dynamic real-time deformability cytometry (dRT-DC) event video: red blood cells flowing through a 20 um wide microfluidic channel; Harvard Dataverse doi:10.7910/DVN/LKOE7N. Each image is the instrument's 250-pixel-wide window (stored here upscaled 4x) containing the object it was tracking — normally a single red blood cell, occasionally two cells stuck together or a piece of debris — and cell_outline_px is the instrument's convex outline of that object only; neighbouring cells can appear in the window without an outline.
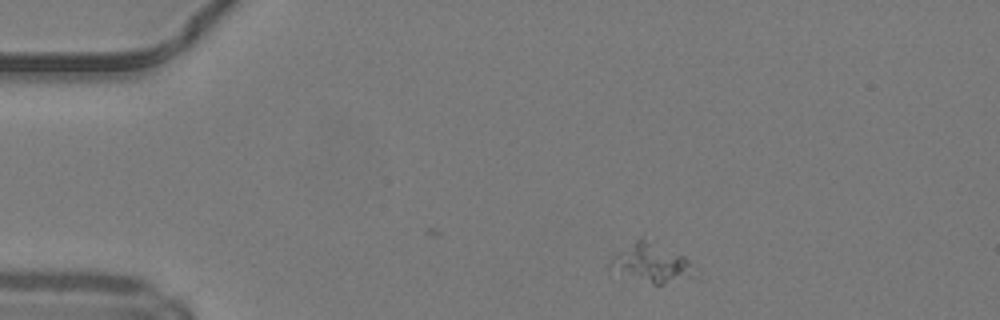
{"species": "common noctule bat (a hibernating species)", "species_latin": "Nyctalus noctula", "temperature_condition": "warm", "stored_images_in_passage": 32, "camera_frame_rate_fps": 3000, "um_per_image_px": 0.085, "animal": {"sex": "male", "body_mass_g": 19.2, "forearm_length_mm": 51.8}, "frame": {"image": 1, "passage_image": 1, "time_ms": 0.0, "image_size_px": [1000, 320], "cell_outline_px": [[700, 280], [664, 284], [652, 284], [608, 272], [608, 264], [616, 256], [640, 236], [644, 236], [684, 256], [688, 260]], "centroid_in_image_um": [55.44, 22.42], "position_along_channel_um": 29.6, "area_um2": 19.88}}
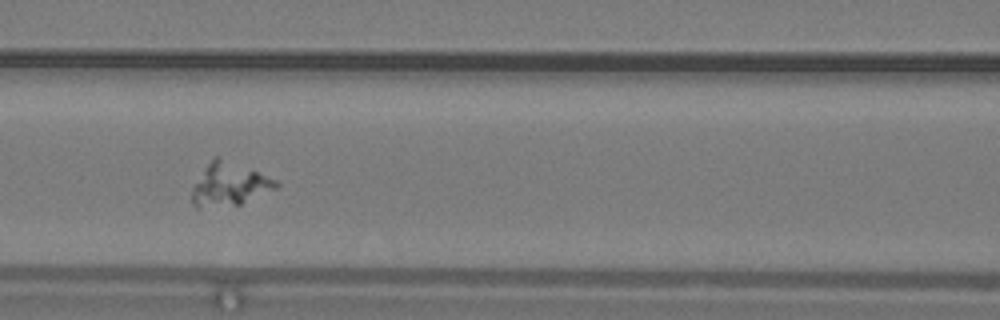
{"frame": {"image": 2, "passage_image": 14, "time_ms": 4.333, "image_size_px": [1000, 320], "cell_outline_px": [[280, 188], [240, 204], [200, 208], [196, 208], [192, 204], [192, 188], [208, 164], [216, 156], [276, 180], [280, 184]], "centroid_in_image_um": [19.5, 15.72], "position_along_channel_um": 147.1, "area_um2": 20.46}}
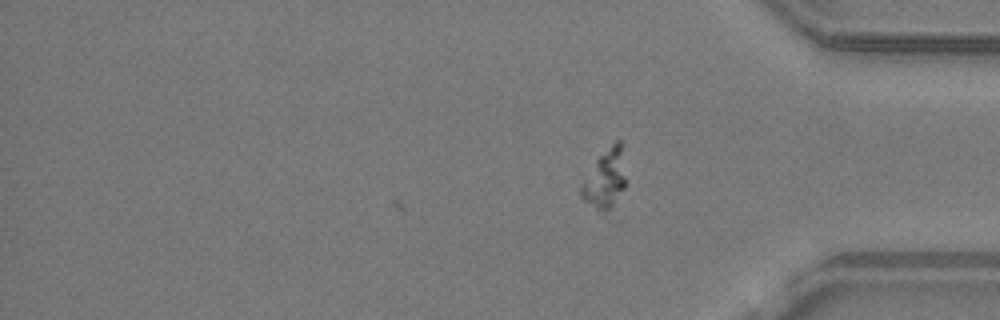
{"frame": {"image": 3, "passage_image": 32, "time_ms": 10.333, "image_size_px": [1000, 320], "cell_outline_px": [[624, 188], [612, 204], [608, 208], [596, 212], [580, 196], [580, 184], [596, 160], [616, 140], [620, 140], [624, 176]], "centroid_in_image_um": [51.37, 15.24], "position_along_channel_um": 383.8, "area_um2": 14.57}}